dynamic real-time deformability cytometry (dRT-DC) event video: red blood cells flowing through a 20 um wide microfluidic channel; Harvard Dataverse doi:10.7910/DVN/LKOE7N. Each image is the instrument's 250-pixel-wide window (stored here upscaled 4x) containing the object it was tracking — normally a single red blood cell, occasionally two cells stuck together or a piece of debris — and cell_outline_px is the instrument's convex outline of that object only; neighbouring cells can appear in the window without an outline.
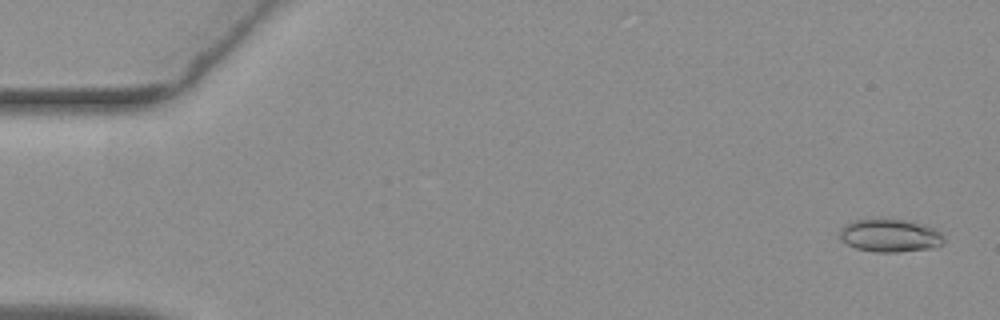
{"species": "common noctule bat (a hibernating species)", "species_latin": "Nyctalus noctula", "temperature_condition": "warm", "stored_images_in_passage": 55, "camera_frame_rate_fps": 3000, "um_per_image_px": 0.085, "animal": {"sex": "female", "body_mass_g": 19.3, "forearm_length_mm": 54.1}, "frame": {"image": 1, "passage_image": 2, "time_ms": 0.333, "image_size_px": [1000, 320], "cell_outline_px": [[944, 244], [932, 248], [896, 252], [872, 252], [856, 248], [840, 240], [840, 232], [844, 224], [856, 220], [904, 220], [924, 224], [936, 228], [944, 236]], "centroid_in_image_um": [75.69, 20.04], "position_along_channel_um": 9.3, "area_um2": 19.94}}
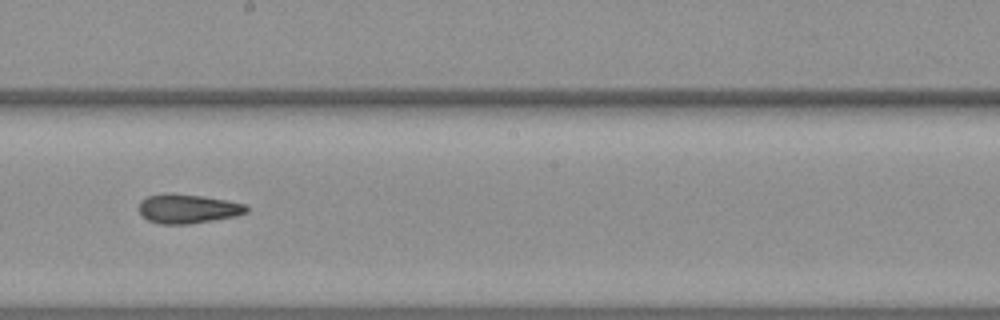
{"frame": {"image": 2, "passage_image": 31, "time_ms": 10.0, "image_size_px": [1000, 320], "cell_outline_px": [[248, 212], [236, 216], [192, 224], [160, 224], [148, 220], [140, 212], [140, 200], [148, 196], [164, 192], [172, 192], [200, 196], [224, 200], [244, 204], [248, 208]], "centroid_in_image_um": [15.94, 17.74], "position_along_channel_um": 232.3, "area_um2": 18.32}}
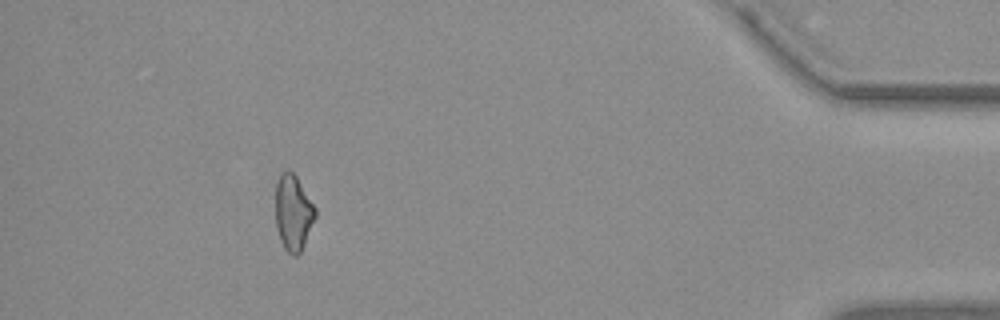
{"frame": {"image": 3, "passage_image": 50, "time_ms": 16.333, "image_size_px": [1000, 320], "cell_outline_px": [[316, 216], [304, 244], [300, 252], [296, 256], [292, 256], [284, 248], [280, 240], [276, 228], [276, 184], [280, 172], [288, 168], [296, 176], [316, 208]], "centroid_in_image_um": [24.91, 18.06], "position_along_channel_um": 410.3, "area_um2": 17.57}, "authors_computed_cell_mechanics": {"area_um2": 18.5538, "velocity_mm_per_s": 3.7572, "shape_relaxation_time_tau1_ms": null, "shape_relaxation_time_tau2_ms": 3.1946, "deformation_change_tau1": null, "deformation_change_tau2": 0.0974}}